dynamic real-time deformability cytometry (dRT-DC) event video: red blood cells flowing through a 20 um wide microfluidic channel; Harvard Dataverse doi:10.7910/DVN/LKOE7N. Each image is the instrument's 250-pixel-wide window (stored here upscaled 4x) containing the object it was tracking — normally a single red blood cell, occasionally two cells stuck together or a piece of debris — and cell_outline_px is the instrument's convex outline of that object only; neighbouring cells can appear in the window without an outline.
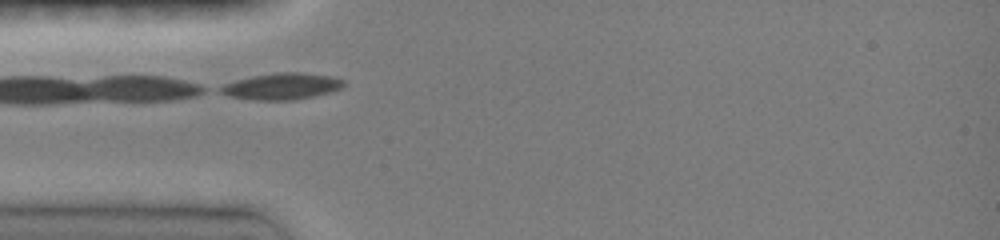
{"species": "common noctule bat (a hibernating species)", "species_latin": "Nyctalus noctula", "temperature_condition": "room temperature", "stored_images_in_passage": 22, "camera_frame_rate_fps": 3000, "um_per_image_px": 0.085, "animal": {"sex": "female", "body_mass_g": 19.0, "forearm_length_mm": 51.5}, "frame": {"image": 1, "passage_image": 1, "time_ms": 0.0, "image_size_px": [1000, 240], "cell_outline_px": [[344, 88], [332, 92], [292, 100], [252, 100], [228, 96], [220, 92], [216, 88], [224, 84], [236, 80], [252, 76], [276, 72], [300, 72], [332, 76], [344, 80]], "centroid_in_image_um": [23.95, 7.33], "position_along_channel_um": 61.1, "area_um2": 19.19}}
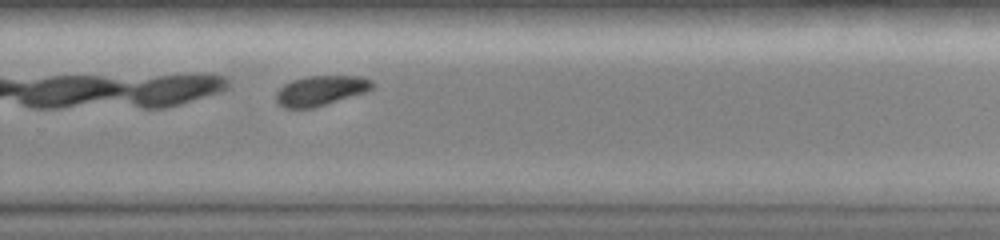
{"frame": {"image": 2, "passage_image": 22, "time_ms": 6.0, "image_size_px": [1000, 240], "cell_outline_px": [[376, 84], [368, 92], [312, 108], [284, 108], [276, 104], [276, 92], [284, 84], [292, 80], [304, 76], [364, 76], [372, 80]], "centroid_in_image_um": [27.28, 7.69], "position_along_channel_um": 302.5, "area_um2": 17.11}}